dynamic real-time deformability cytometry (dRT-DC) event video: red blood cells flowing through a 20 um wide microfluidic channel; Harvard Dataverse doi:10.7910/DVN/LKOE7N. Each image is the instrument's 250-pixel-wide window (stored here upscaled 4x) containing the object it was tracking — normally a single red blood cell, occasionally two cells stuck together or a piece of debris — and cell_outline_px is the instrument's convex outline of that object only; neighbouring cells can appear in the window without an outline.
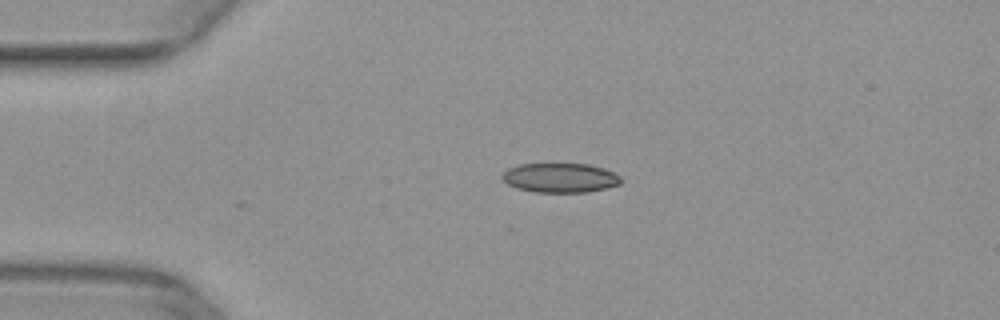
{"species": "common noctule bat (a hibernating species)", "species_latin": "Nyctalus noctula", "temperature_condition": "warm", "stored_images_in_passage": 5, "camera_frame_rate_fps": 3000, "um_per_image_px": 0.085, "animal": {"sex": "female", "body_mass_g": 29.2, "forearm_length_mm": 56.3}, "frame": {"image": 1, "passage_image": 1, "time_ms": 0.0, "image_size_px": [1000, 320], "cell_outline_px": [[620, 184], [608, 188], [588, 192], [536, 192], [516, 188], [508, 184], [500, 176], [508, 168], [520, 164], [588, 164], [604, 168], [620, 176]], "centroid_in_image_um": [47.61, 15.11], "position_along_channel_um": 37.4, "area_um2": 20.35}}